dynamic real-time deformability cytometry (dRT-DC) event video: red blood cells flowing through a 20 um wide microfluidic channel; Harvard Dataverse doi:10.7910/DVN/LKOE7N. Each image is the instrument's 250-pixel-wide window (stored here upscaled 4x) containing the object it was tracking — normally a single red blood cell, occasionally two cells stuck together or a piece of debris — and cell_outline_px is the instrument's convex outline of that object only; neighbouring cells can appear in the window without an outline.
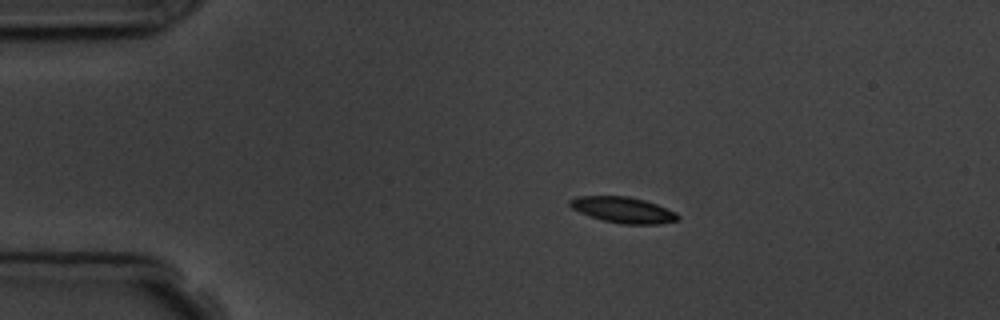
{"species": "common noctule bat (a hibernating species)", "species_latin": "Nyctalus noctula", "temperature_condition": "room temperature", "stored_images_in_passage": 10, "camera_frame_rate_fps": 3000, "um_per_image_px": 0.085, "animal": {"sex": "male", "body_mass_g": 19.5, "forearm_length_mm": 54.6}, "frame": {"image": 1, "passage_image": 2, "time_ms": 1.0, "image_size_px": [1000, 320], "cell_outline_px": [[680, 220], [660, 224], [624, 224], [604, 220], [580, 212], [572, 208], [568, 204], [568, 200], [576, 196], [628, 196], [644, 200], [656, 204], [676, 212], [680, 216]], "centroid_in_image_um": [52.99, 17.84], "position_along_channel_um": 32.0, "area_um2": 16.24}}
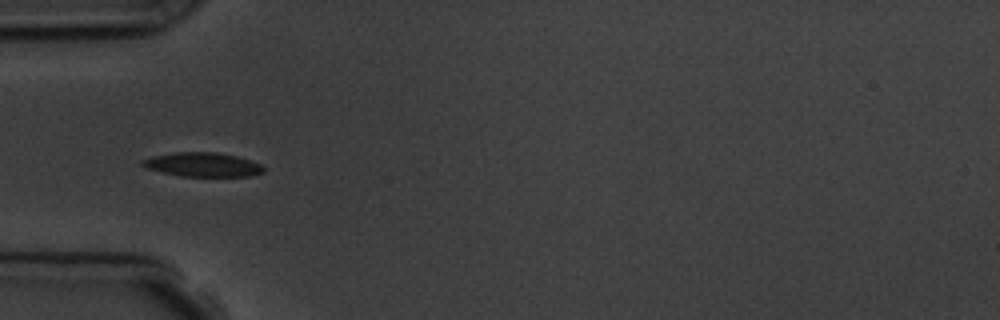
{"frame": {"image": 2, "passage_image": 4, "time_ms": 3.333, "image_size_px": [1000, 320], "cell_outline_px": [[264, 172], [248, 176], [180, 176], [144, 168], [140, 164], [140, 160], [152, 156], [176, 152], [216, 152], [236, 156], [260, 164], [264, 168]], "centroid_in_image_um": [17.16, 13.99], "position_along_channel_um": 67.8, "area_um2": 16.99}}
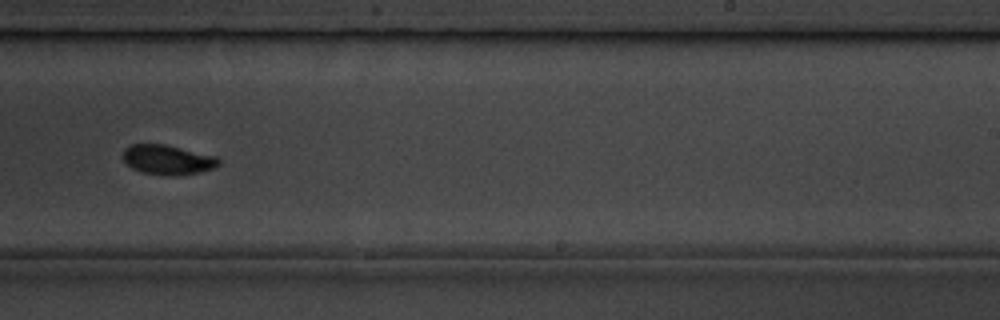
{"frame": {"image": 3, "passage_image": 9, "time_ms": 9.0, "image_size_px": [1000, 320], "cell_outline_px": [[220, 164], [216, 168], [200, 172], [176, 176], [168, 176], [140, 172], [132, 168], [120, 156], [124, 148], [128, 144], [164, 144], [216, 156], [220, 160]], "centroid_in_image_um": [14.23, 13.58], "position_along_channel_um": 274.8, "area_um2": 16.88}}